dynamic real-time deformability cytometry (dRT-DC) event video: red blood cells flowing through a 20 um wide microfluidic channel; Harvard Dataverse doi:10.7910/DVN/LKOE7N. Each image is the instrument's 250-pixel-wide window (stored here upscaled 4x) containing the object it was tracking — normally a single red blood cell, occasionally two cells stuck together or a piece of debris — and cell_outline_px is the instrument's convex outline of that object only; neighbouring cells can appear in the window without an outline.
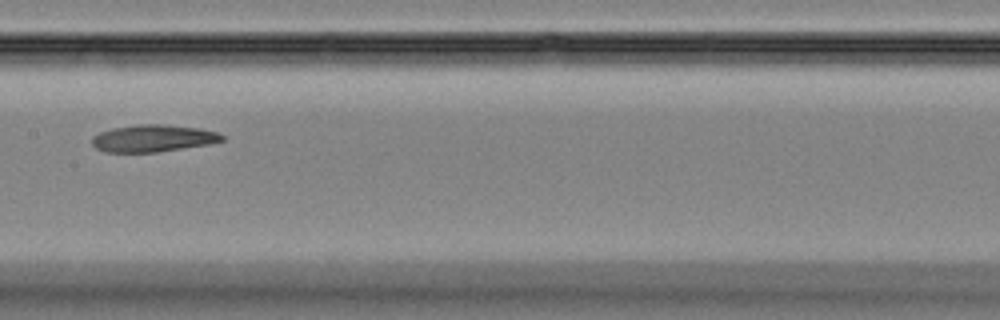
{"species": "Egyptian fruit bat (a non-hibernating species)", "species_latin": "Rousettus aegyptiacus", "temperature_condition": "room temperature", "stored_images_in_passage": 9, "camera_frame_rate_fps": 3000, "um_per_image_px": 0.085, "animal": {"sex": "female"}, "frame": {"image": 1, "passage_image": 8, "time_ms": 8.0, "image_size_px": [1000, 320], "cell_outline_px": [[224, 140], [208, 144], [156, 152], [104, 152], [96, 148], [92, 144], [92, 136], [100, 132], [112, 128], [136, 124], [164, 124], [200, 128], [216, 132], [224, 136]], "centroid_in_image_um": [12.98, 11.75], "position_along_channel_um": 194.4, "area_um2": 20.52}}
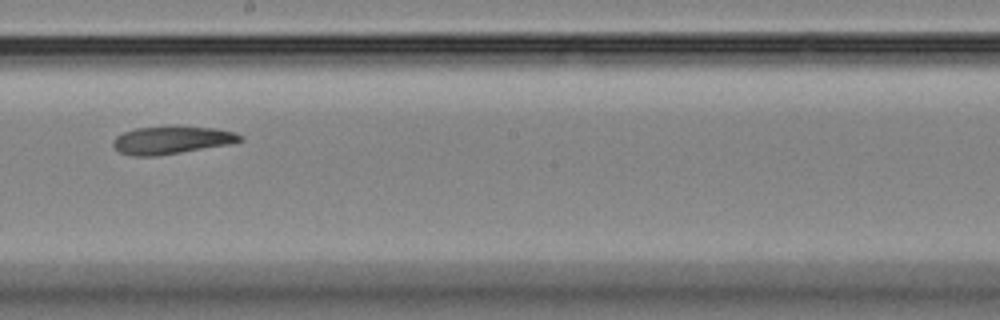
{"frame": {"image": 2, "passage_image": 9, "time_ms": 9.0, "image_size_px": [1000, 320], "cell_outline_px": [[244, 140], [228, 144], [156, 156], [132, 156], [120, 152], [112, 144], [112, 140], [116, 136], [124, 132], [136, 128], [176, 124], [216, 128], [236, 132], [244, 136]], "centroid_in_image_um": [14.61, 11.86], "position_along_channel_um": 233.6, "area_um2": 21.04}}